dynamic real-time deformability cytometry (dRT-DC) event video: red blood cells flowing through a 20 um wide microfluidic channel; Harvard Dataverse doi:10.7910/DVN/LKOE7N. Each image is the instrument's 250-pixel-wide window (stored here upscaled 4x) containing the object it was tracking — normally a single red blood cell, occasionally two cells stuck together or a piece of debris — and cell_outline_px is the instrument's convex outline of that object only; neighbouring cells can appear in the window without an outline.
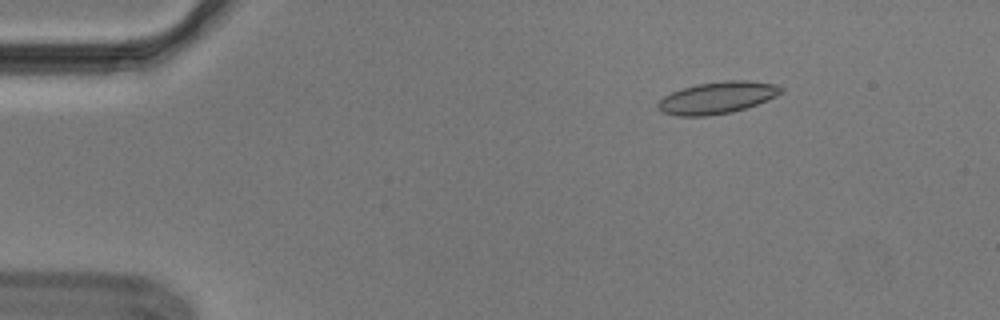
{"species": "Egyptian fruit bat (a non-hibernating species)", "species_latin": "Rousettus aegyptiacus", "temperature_condition": "cold", "stored_images_in_passage": 55, "segment_of_instrument_passage": [1, 2], "camera_frame_rate_fps": 3000, "um_per_image_px": 0.085, "animal": {"sex": "male"}, "frame": {"image": 1, "passage_image": 8, "time_ms": 2.333, "image_size_px": [1000, 320], "cell_outline_px": [[784, 92], [776, 96], [756, 104], [732, 112], [708, 116], [676, 116], [664, 112], [656, 108], [656, 104], [664, 96], [672, 92], [696, 84], [724, 80], [748, 80], [776, 84], [784, 88]], "centroid_in_image_um": [60.97, 8.3], "position_along_channel_um": 24.0, "area_um2": 22.95}}
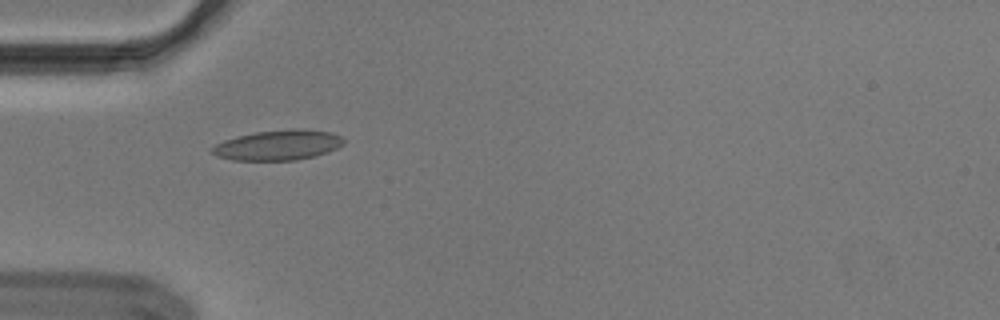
{"frame": {"image": 2, "passage_image": 17, "time_ms": 5.333, "image_size_px": [1000, 320], "cell_outline_px": [[348, 140], [344, 144], [328, 152], [316, 156], [296, 160], [232, 160], [216, 156], [212, 152], [212, 148], [216, 144], [224, 140], [236, 136], [256, 132], [288, 128], [304, 128], [332, 132]], "centroid_in_image_um": [23.69, 12.32], "position_along_channel_um": 61.3, "area_um2": 23.47}}
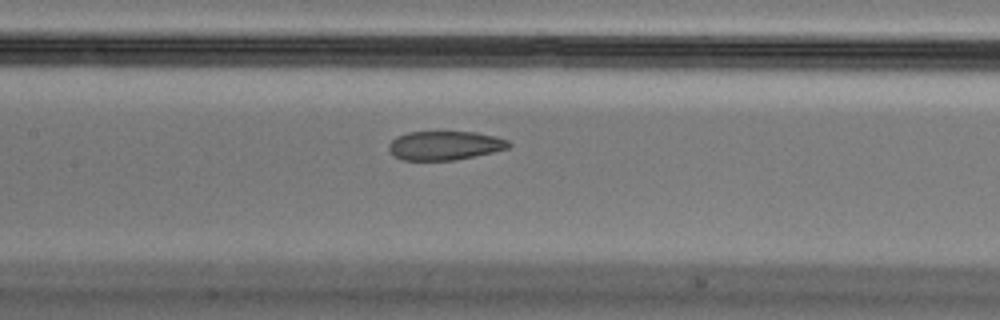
{"frame": {"image": 3, "passage_image": 26, "time_ms": 8.333, "image_size_px": [1000, 320], "cell_outline_px": [[512, 144], [508, 148], [492, 152], [456, 160], [400, 160], [388, 148], [388, 144], [396, 136], [408, 132], [476, 132], [496, 136], [508, 140]], "centroid_in_image_um": [37.81, 12.36], "position_along_channel_um": 169.6, "area_um2": 20.23}}